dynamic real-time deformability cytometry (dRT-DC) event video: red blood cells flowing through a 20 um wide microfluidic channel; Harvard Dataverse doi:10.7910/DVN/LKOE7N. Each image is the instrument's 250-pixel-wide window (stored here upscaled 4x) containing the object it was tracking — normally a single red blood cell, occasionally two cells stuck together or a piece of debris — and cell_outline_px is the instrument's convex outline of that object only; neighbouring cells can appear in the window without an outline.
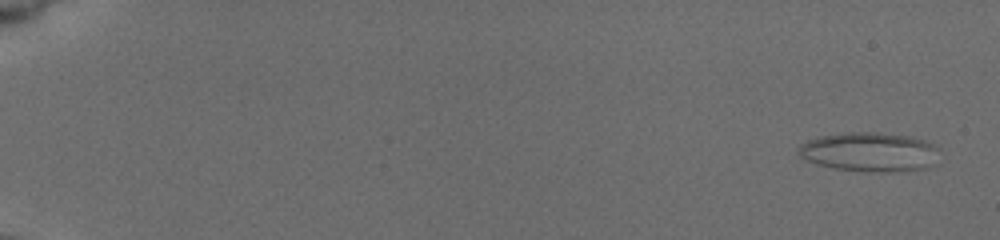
{"species": "common noctule bat (a hibernating species)", "species_latin": "Nyctalus noctula", "temperature_condition": "cold", "stored_images_in_passage": 11, "camera_frame_rate_fps": 3000, "um_per_image_px": 0.085, "animal": {"sex": "female", "body_mass_g": 19.5, "forearm_length_mm": 54.1}, "frame": {"image": 1, "passage_image": 1, "time_ms": 0.0, "image_size_px": [1000, 240], "cell_outline_px": [[940, 148], [924, 168], [900, 172], [872, 172], [832, 168], [816, 164], [800, 156], [800, 144], [808, 140], [824, 136], [852, 132], [876, 132], [912, 136], [924, 140]], "centroid_in_image_um": [73.89, 12.92], "position_along_channel_um": 11.1, "area_um2": 31.73}}